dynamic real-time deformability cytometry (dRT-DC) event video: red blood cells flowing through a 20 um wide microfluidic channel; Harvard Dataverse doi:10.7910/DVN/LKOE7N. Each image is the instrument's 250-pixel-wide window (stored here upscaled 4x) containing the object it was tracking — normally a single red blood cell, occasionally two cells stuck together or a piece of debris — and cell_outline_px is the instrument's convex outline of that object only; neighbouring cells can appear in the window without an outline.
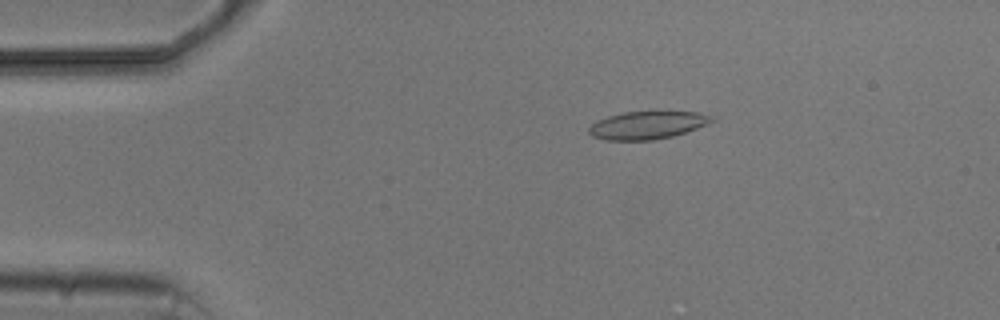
{"species": "common noctule bat (a hibernating species)", "species_latin": "Nyctalus noctula", "temperature_condition": "cold", "stored_images_in_passage": 3, "camera_frame_rate_fps": 3000, "um_per_image_px": 0.085, "animal": {"sex": "male", "body_mass_g": 20.5, "forearm_length_mm": 52.5}, "frame": {"image": 1, "passage_image": 1, "time_ms": 0.0, "image_size_px": [1000, 320], "cell_outline_px": [[716, 120], [696, 128], [672, 136], [652, 140], [604, 140], [592, 136], [588, 132], [588, 128], [596, 120], [608, 116], [624, 112], [696, 112], [716, 116]], "centroid_in_image_um": [55.01, 10.64], "position_along_channel_um": 30.0, "area_um2": 19.83}}
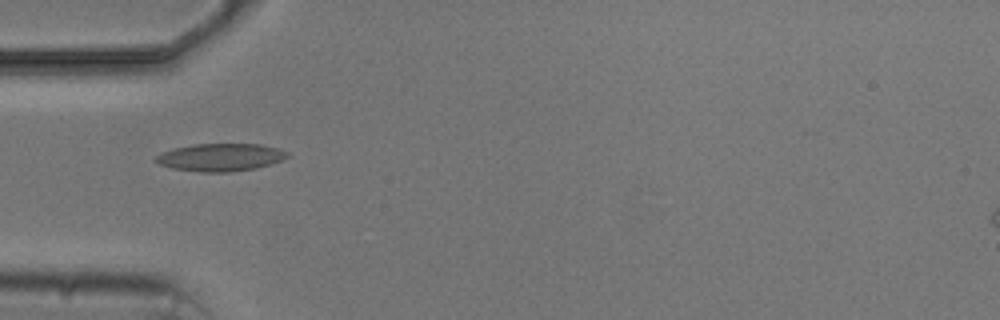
{"frame": {"image": 2, "passage_image": 3, "time_ms": 2.333, "image_size_px": [1000, 320], "cell_outline_px": [[288, 156], [284, 160], [256, 168], [232, 172], [200, 172], [172, 168], [160, 164], [152, 160], [160, 152], [192, 144], [260, 144], [280, 148], [288, 152]], "centroid_in_image_um": [18.75, 13.37], "position_along_channel_um": 66.2, "area_um2": 21.39}}